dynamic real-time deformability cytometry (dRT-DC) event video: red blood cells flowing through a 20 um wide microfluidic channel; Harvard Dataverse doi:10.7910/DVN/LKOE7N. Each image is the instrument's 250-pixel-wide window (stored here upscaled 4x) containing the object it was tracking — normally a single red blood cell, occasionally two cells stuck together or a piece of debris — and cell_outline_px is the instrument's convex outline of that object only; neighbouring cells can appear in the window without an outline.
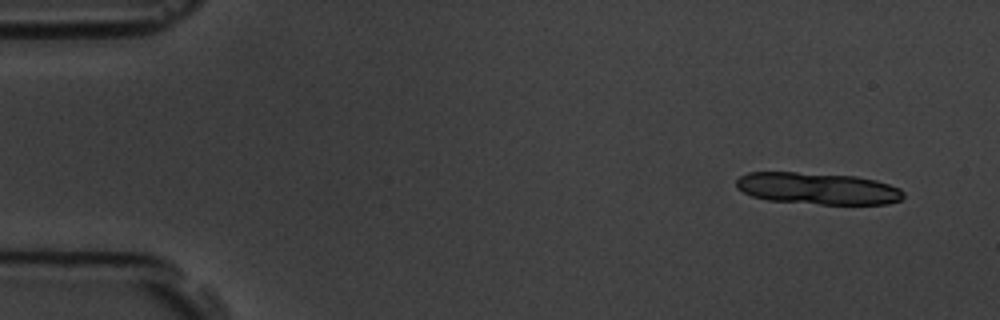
{"species": "common noctule bat (a hibernating species)", "species_latin": "Nyctalus noctula", "temperature_condition": "room temperature", "stored_images_in_passage": 9, "camera_frame_rate_fps": 3000, "um_per_image_px": 0.085, "animal": {"sex": "male", "body_mass_g": 19.5, "forearm_length_mm": 54.6}, "frame": {"image": 1, "passage_image": 1, "time_ms": 0.0, "image_size_px": [1000, 320], "cell_outline_px": [[904, 196], [900, 200], [888, 204], [820, 204], [768, 200], [752, 196], [736, 188], [736, 180], [740, 176], [748, 172], [796, 172], [856, 176], [876, 180], [900, 188], [904, 192]], "centroid_in_image_um": [69.51, 16.02], "position_along_channel_um": 15.5, "area_um2": 31.04}}
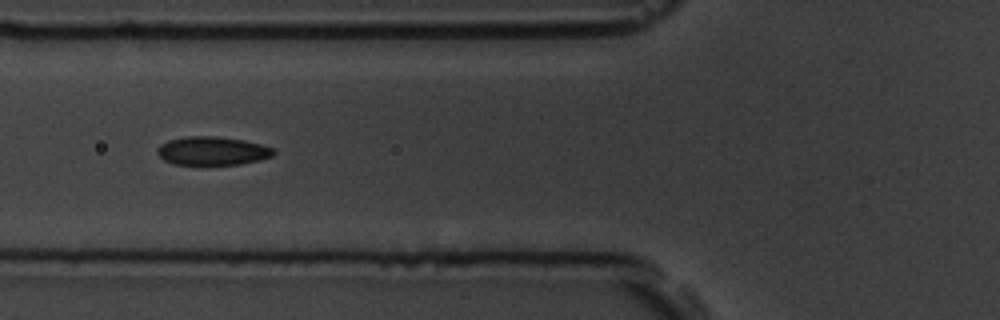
{"frame": {"image": 2, "passage_image": 6, "time_ms": 5.667, "image_size_px": [1000, 320], "cell_outline_px": [[276, 152], [272, 156], [260, 160], [240, 164], [204, 168], [172, 164], [164, 160], [156, 152], [156, 148], [160, 144], [168, 140], [188, 136], [216, 136], [244, 140], [260, 144], [272, 148]], "centroid_in_image_um": [18.0, 12.88], "position_along_channel_um": 107.8, "area_um2": 20.29}}
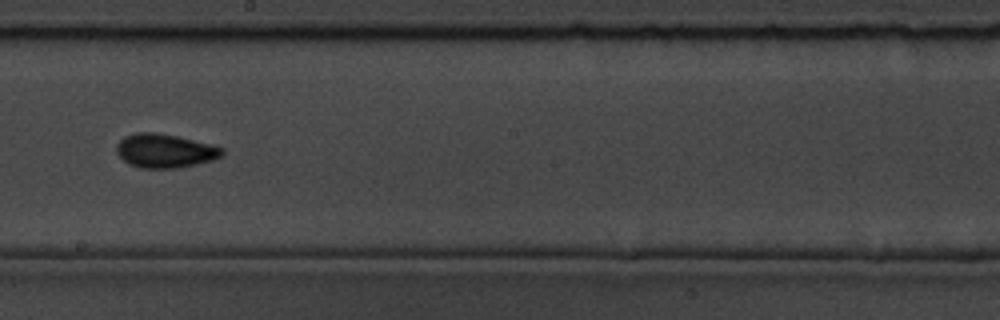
{"frame": {"image": 3, "passage_image": 9, "time_ms": 9.0, "image_size_px": [1000, 320], "cell_outline_px": [[224, 156], [212, 160], [196, 164], [176, 168], [140, 168], [128, 164], [116, 152], [116, 144], [124, 136], [136, 132], [156, 132], [176, 136], [212, 144], [224, 148]], "centroid_in_image_um": [14.02, 12.81], "position_along_channel_um": 234.2, "area_um2": 20.98}}